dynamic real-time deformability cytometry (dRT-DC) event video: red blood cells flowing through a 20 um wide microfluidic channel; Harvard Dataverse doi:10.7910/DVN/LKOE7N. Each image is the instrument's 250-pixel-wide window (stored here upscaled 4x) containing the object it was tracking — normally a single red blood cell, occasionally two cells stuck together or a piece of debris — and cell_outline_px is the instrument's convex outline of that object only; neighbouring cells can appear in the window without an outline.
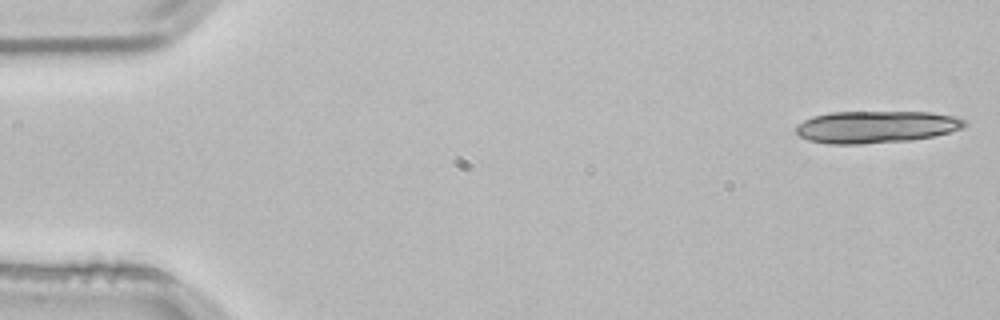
{"species": "common noctule bat (a hibernating species)", "species_latin": "Nyctalus noctula", "temperature_condition": "room temperature", "stored_images_in_passage": 4, "camera_frame_rate_fps": 3000, "um_per_image_px": 0.085, "animal": {"sex": "male", "body_mass_g": 21.5, "forearm_length_mm": 52.0}, "frame": {"image": 1, "passage_image": 1, "time_ms": 0.0, "image_size_px": [1000, 320], "cell_outline_px": [[968, 124], [964, 128], [932, 136], [912, 140], [860, 144], [828, 144], [808, 140], [800, 136], [796, 132], [796, 124], [812, 116], [832, 112], [932, 112], [952, 116], [968, 120]], "centroid_in_image_um": [74.47, 10.78], "position_along_channel_um": 10.5, "area_um2": 31.73}}